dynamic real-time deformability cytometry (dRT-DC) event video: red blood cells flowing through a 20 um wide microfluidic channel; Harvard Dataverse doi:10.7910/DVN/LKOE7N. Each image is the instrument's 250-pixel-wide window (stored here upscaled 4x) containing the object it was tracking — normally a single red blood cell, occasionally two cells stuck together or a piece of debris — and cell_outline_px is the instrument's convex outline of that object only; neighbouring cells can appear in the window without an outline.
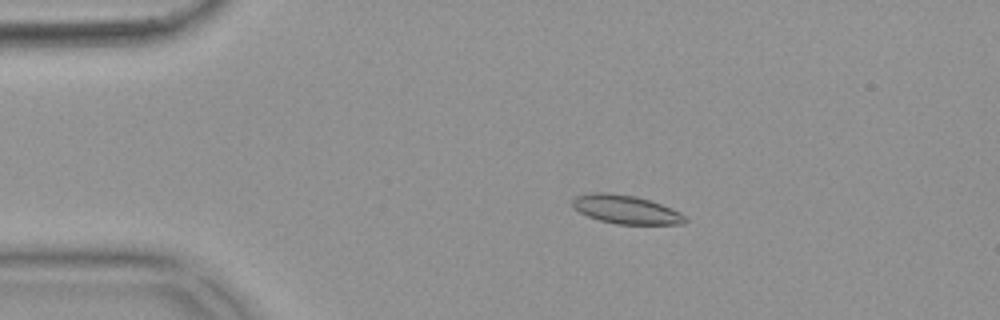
{"species": "common noctule bat (a hibernating species)", "species_latin": "Nyctalus noctula", "temperature_condition": "warm", "stored_images_in_passage": 52, "camera_frame_rate_fps": 3000, "um_per_image_px": 0.085, "animal": {"sex": "female", "body_mass_g": 18.4}, "frame": {"image": 1, "passage_image": 8, "time_ms": 2.333, "image_size_px": [1000, 320], "cell_outline_px": [[688, 220], [684, 224], [616, 224], [600, 220], [588, 216], [572, 208], [572, 200], [576, 196], [592, 192], [608, 192], [636, 196], [672, 208], [688, 216]], "centroid_in_image_um": [53.22, 17.8], "position_along_channel_um": 31.8, "area_um2": 18.9}}
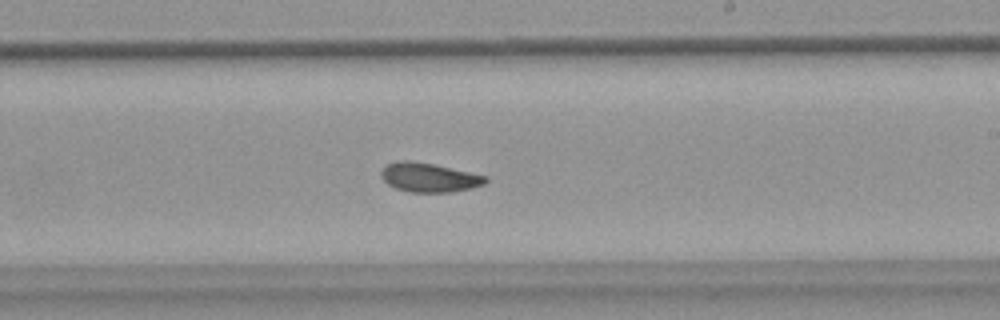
{"frame": {"image": 2, "passage_image": 30, "time_ms": 9.667, "image_size_px": [1000, 320], "cell_outline_px": [[488, 180], [484, 184], [472, 188], [452, 192], [408, 192], [396, 188], [388, 184], [380, 176], [380, 172], [384, 164], [396, 160], [408, 160], [432, 164], [488, 176]], "centroid_in_image_um": [36.43, 15.08], "position_along_channel_um": 252.6, "area_um2": 17.86}}
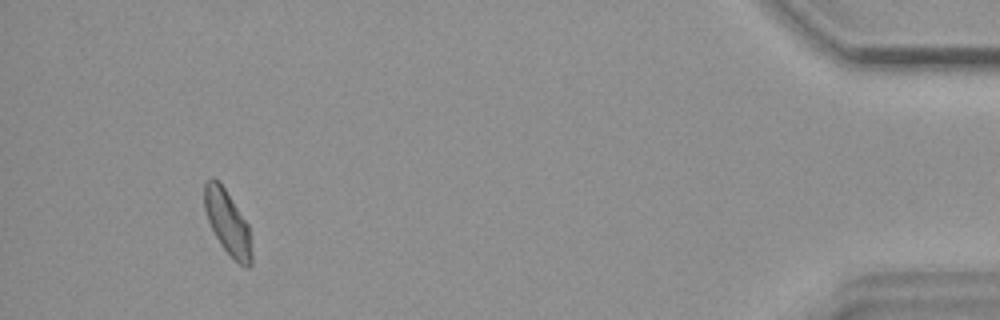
{"frame": {"image": 3, "passage_image": 49, "time_ms": 16.0, "image_size_px": [1000, 320], "cell_outline_px": [[252, 264], [248, 268], [244, 268], [220, 244], [208, 220], [204, 208], [204, 184], [212, 176], [220, 180], [248, 224], [252, 252]], "centroid_in_image_um": [19.35, 18.88], "position_along_channel_um": 415.9, "area_um2": 17.69}, "authors_computed_cell_mechanics": {"area_um2": 17.8313, "velocity_mm_per_s": 3.6624, "shape_relaxation_time_tau1_ms": null, "shape_relaxation_time_tau2_ms": 2.9801, "deformation_change_tau1": null, "deformation_change_tau2": 0.0846}}